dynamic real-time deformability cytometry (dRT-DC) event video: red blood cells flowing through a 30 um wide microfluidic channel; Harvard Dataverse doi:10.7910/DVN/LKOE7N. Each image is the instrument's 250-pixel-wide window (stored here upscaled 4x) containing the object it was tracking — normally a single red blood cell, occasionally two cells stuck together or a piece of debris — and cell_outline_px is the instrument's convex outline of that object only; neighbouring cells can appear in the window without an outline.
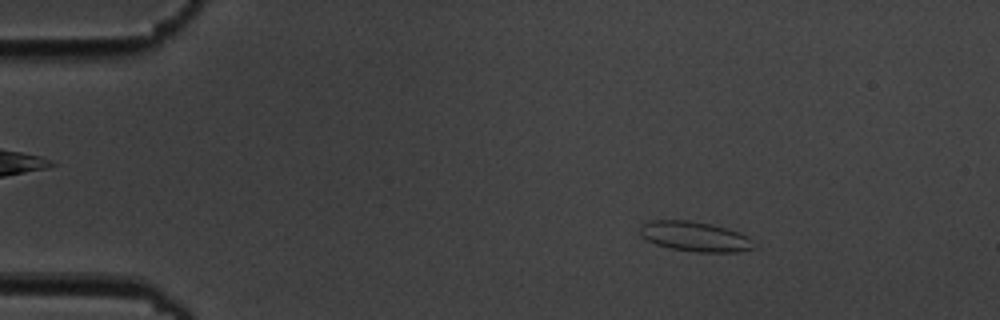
{"species": "common noctule bat (a hibernating species)", "species_latin": "Nyctalus noctula", "temperature_condition": "cold", "stored_images_in_passage": 14, "camera_frame_rate_fps": 3000, "um_per_image_px": 0.085, "animal": {"sex": "male", "body_mass_g": 19.5, "forearm_length_mm": 54.6}, "frame": {"image": 1, "passage_image": 2, "time_ms": 1.333, "image_size_px": [1000, 320], "cell_outline_px": [[756, 248], [736, 252], [696, 252], [668, 248], [656, 244], [640, 236], [640, 224], [648, 220], [688, 220], [712, 224], [728, 228], [740, 232], [748, 236], [752, 240]], "centroid_in_image_um": [59.06, 20.1], "position_along_channel_um": 25.9, "area_um2": 20.17}}
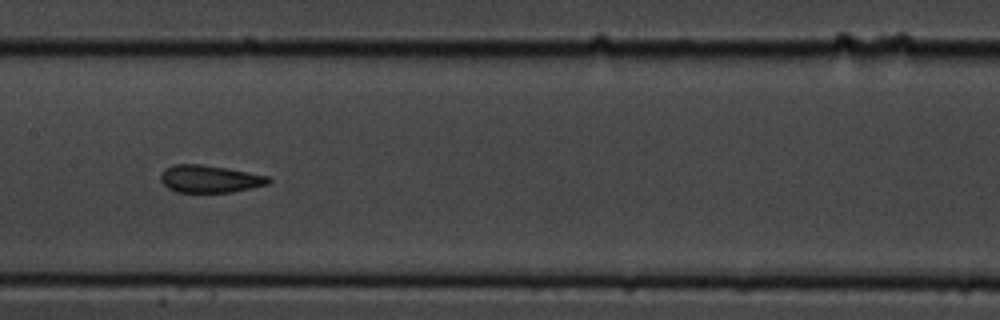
{"frame": {"image": 2, "passage_image": 7, "time_ms": 8.0, "image_size_px": [1000, 320], "cell_outline_px": [[272, 180], [268, 184], [252, 188], [232, 192], [176, 192], [168, 188], [160, 180], [160, 176], [164, 168], [172, 164], [200, 164], [248, 172], [268, 176]], "centroid_in_image_um": [17.8, 15.21], "position_along_channel_um": 189.6, "area_um2": 17.22}}
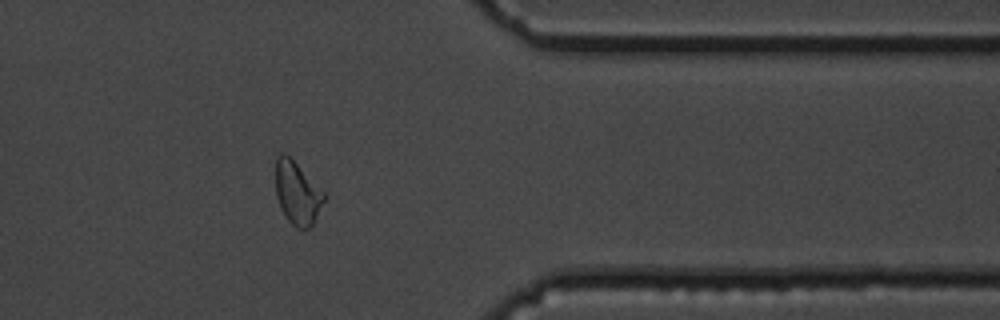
{"frame": {"image": 3, "passage_image": 12, "time_ms": 14.0, "image_size_px": [1000, 320], "cell_outline_px": [[328, 196], [312, 224], [308, 228], [296, 228], [284, 216], [280, 208], [276, 196], [276, 156], [280, 152], [284, 152]], "centroid_in_image_um": [25.26, 16.42], "position_along_channel_um": 386.1, "area_um2": 17.63}, "authors_computed_cell_mechanics": {"area_um2": 17.5712, "velocity_mm_per_s": 3.4966, "shape_relaxation_time_tau1_ms": 4.3096, "shape_relaxation_time_tau2_ms": 1.6401, "deformation_change_tau1": 0.1302, "deformation_change_tau2": 0.0641}}